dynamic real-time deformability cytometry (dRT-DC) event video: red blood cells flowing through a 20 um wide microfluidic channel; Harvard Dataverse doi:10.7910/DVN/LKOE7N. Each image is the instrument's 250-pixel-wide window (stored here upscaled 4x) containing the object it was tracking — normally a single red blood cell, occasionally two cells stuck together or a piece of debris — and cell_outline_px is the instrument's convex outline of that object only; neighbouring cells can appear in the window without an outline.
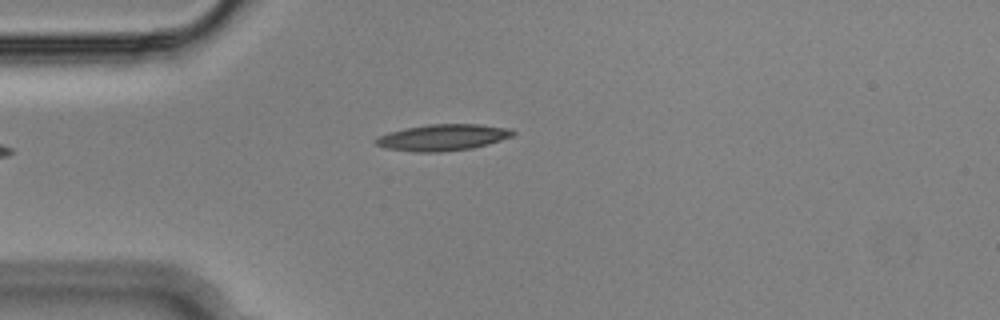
{"species": "Egyptian fruit bat (a non-hibernating species)", "species_latin": "Rousettus aegyptiacus", "temperature_condition": "cold", "stored_images_in_passage": 35, "camera_frame_rate_fps": 3000, "um_per_image_px": 0.085, "animal": {"sex": "male"}, "frame": {"image": 1, "passage_image": 1, "time_ms": 0.0, "image_size_px": [1000, 320], "cell_outline_px": [[516, 132], [512, 136], [488, 144], [472, 148], [440, 152], [416, 152], [388, 148], [376, 144], [372, 140], [388, 132], [428, 124], [480, 124], [512, 128]], "centroid_in_image_um": [37.67, 11.67], "position_along_channel_um": 47.3, "area_um2": 20.98}}
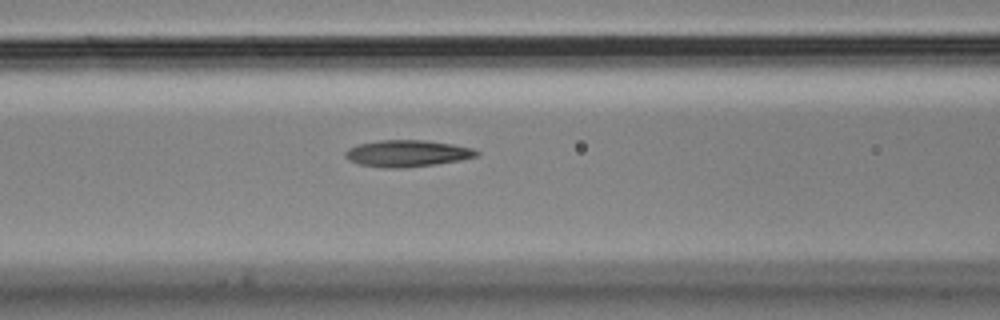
{"frame": {"image": 2, "passage_image": 9, "time_ms": 2.667, "image_size_px": [1000, 320], "cell_outline_px": [[480, 152], [476, 156], [460, 160], [436, 164], [404, 168], [384, 168], [360, 164], [348, 160], [344, 156], [344, 152], [348, 148], [356, 144], [380, 140], [424, 140], [452, 144], [472, 148]], "centroid_in_image_um": [34.57, 13.04], "position_along_channel_um": 132.0, "area_um2": 20.46}}
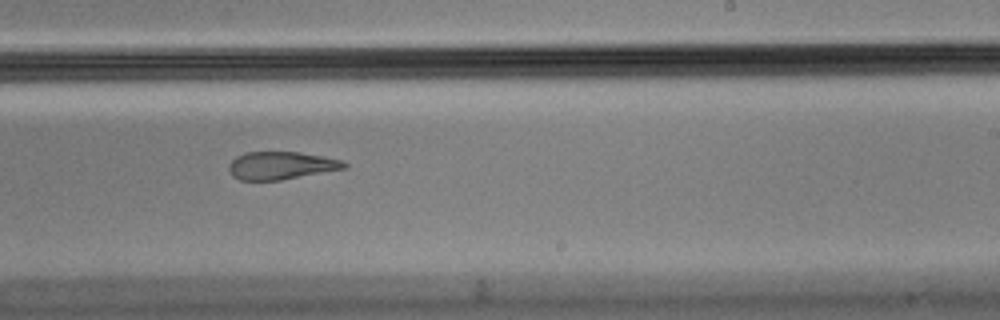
{"frame": {"image": 3, "passage_image": 20, "time_ms": 6.333, "image_size_px": [1000, 320], "cell_outline_px": [[348, 168], [280, 180], [240, 180], [232, 176], [228, 168], [228, 164], [236, 156], [244, 152], [300, 152], [324, 156], [340, 160], [348, 164]], "centroid_in_image_um": [23.88, 14.06], "position_along_channel_um": 265.1, "area_um2": 18.79}, "authors_computed_cell_mechanics": {"area_um2": 20.3456, "velocity_mm_per_s": 3.633, "shape_relaxation_time_tau1_ms": null, "shape_relaxation_time_tau2_ms": 4.0373, "deformation_change_tau1": null, "deformation_change_tau2": 0.1159}}